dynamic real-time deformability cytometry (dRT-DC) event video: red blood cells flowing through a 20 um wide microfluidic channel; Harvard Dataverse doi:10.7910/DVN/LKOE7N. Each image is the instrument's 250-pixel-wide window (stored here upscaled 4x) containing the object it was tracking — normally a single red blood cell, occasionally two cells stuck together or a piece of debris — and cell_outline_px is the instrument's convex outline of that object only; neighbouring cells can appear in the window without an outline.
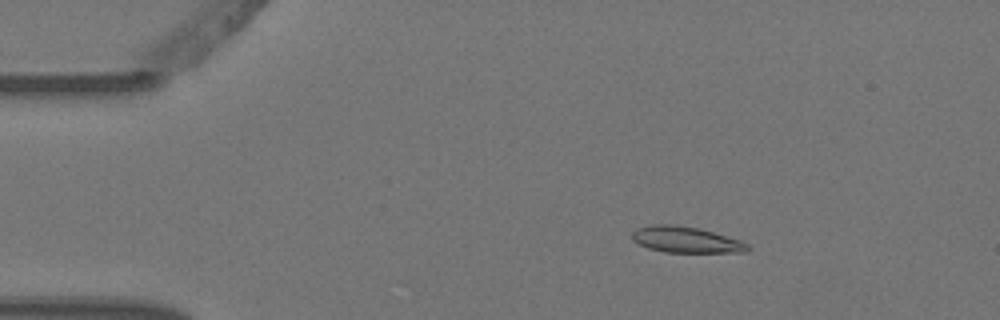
{"species": "Egyptian fruit bat (a non-hibernating species)", "species_latin": "Rousettus aegyptiacus", "temperature_condition": "warm", "stored_images_in_passage": 4, "camera_frame_rate_fps": 3000, "um_per_image_px": 0.085, "animal": {"sex": "female"}, "frame": {"image": 1, "passage_image": 1, "time_ms": 0.0, "image_size_px": [1000, 320], "cell_outline_px": [[752, 248], [748, 252], [664, 252], [648, 248], [636, 244], [632, 240], [632, 232], [636, 228], [652, 224], [676, 224], [700, 228], [740, 240], [748, 244]], "centroid_in_image_um": [58.28, 20.37], "position_along_channel_um": 26.7, "area_um2": 17.86}}